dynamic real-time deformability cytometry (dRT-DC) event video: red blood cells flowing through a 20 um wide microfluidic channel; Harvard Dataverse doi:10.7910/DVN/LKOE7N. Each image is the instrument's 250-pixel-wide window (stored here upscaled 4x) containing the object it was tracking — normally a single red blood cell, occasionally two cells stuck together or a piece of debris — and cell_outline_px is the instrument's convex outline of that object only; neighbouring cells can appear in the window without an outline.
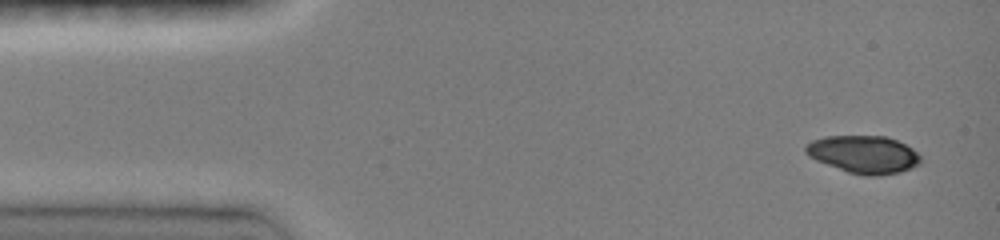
{"species": "common noctule bat (a hibernating species)", "species_latin": "Nyctalus noctula", "temperature_condition": "room temperature", "stored_images_in_passage": 13, "camera_frame_rate_fps": 3000, "um_per_image_px": 0.085, "animal": {"sex": "female", "body_mass_g": 19.0, "forearm_length_mm": 51.5}, "frame": {"image": 1, "passage_image": 1, "time_ms": 0.0, "image_size_px": [1000, 240], "cell_outline_px": [[920, 164], [912, 168], [900, 172], [876, 176], [864, 176], [848, 172], [816, 160], [808, 156], [804, 152], [804, 148], [812, 140], [824, 136], [884, 136], [896, 140], [912, 148], [920, 156]], "centroid_in_image_um": [73.4, 13.13], "position_along_channel_um": 11.6, "area_um2": 25.2}}
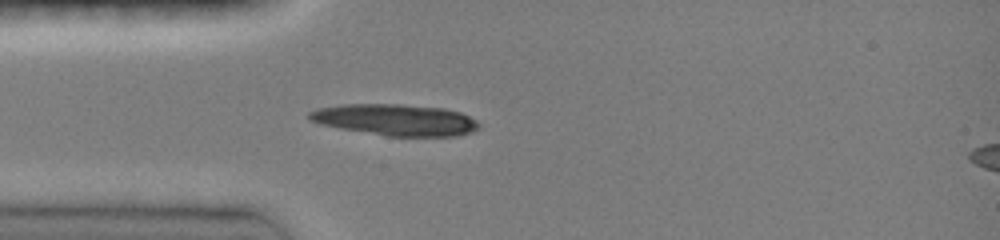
{"frame": {"image": 2, "passage_image": 6, "time_ms": 3.333, "image_size_px": [1000, 240], "cell_outline_px": [[480, 128], [472, 132], [456, 136], [388, 136], [340, 128], [320, 124], [308, 120], [308, 112], [316, 108], [344, 104], [400, 104], [444, 108], [460, 112], [476, 120], [480, 124]], "centroid_in_image_um": [33.61, 10.18], "position_along_channel_um": 51.4, "area_um2": 31.15}}
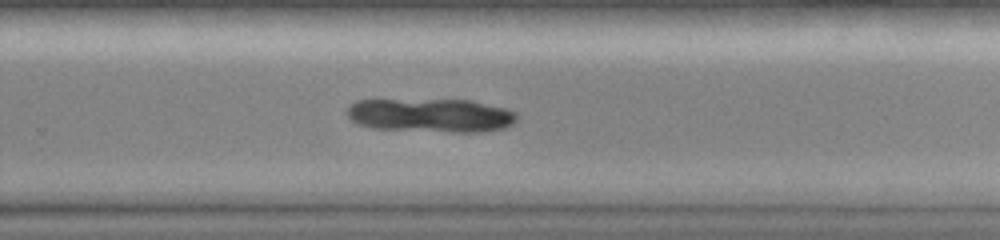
{"frame": {"image": 3, "passage_image": 13, "time_ms": 9.333, "image_size_px": [1000, 240], "cell_outline_px": [[516, 120], [512, 124], [504, 128], [480, 132], [452, 132], [376, 128], [356, 124], [348, 116], [348, 104], [356, 100], [472, 100], [508, 108], [516, 112]], "centroid_in_image_um": [36.65, 9.8], "position_along_channel_um": 293.2, "area_um2": 33.47}}